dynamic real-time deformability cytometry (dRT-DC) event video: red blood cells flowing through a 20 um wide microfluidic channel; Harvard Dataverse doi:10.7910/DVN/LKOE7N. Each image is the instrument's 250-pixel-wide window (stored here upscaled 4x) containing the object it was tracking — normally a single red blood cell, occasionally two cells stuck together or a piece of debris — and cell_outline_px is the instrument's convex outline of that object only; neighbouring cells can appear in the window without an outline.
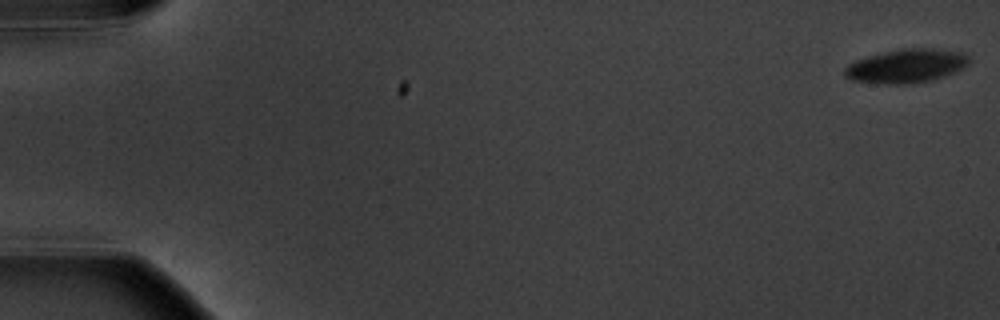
{"species": "common noctule bat (a hibernating species)", "species_latin": "Nyctalus noctula", "temperature_condition": "warm", "stored_images_in_passage": 6, "camera_frame_rate_fps": 3000, "um_per_image_px": 0.085, "animal": {"sex": "male", "body_mass_g": 20.1, "forearm_length_mm": 53.5}, "frame": {"image": 1, "passage_image": 1, "time_ms": 0.0, "image_size_px": [1000, 320], "cell_outline_px": [[972, 60], [964, 68], [956, 72], [932, 80], [912, 84], [884, 84], [852, 80], [844, 76], [844, 68], [848, 64], [856, 60], [868, 56], [884, 52], [904, 48], [932, 48], [964, 52]], "centroid_in_image_um": [77.07, 5.61], "position_along_channel_um": 7.9, "area_um2": 24.74}}